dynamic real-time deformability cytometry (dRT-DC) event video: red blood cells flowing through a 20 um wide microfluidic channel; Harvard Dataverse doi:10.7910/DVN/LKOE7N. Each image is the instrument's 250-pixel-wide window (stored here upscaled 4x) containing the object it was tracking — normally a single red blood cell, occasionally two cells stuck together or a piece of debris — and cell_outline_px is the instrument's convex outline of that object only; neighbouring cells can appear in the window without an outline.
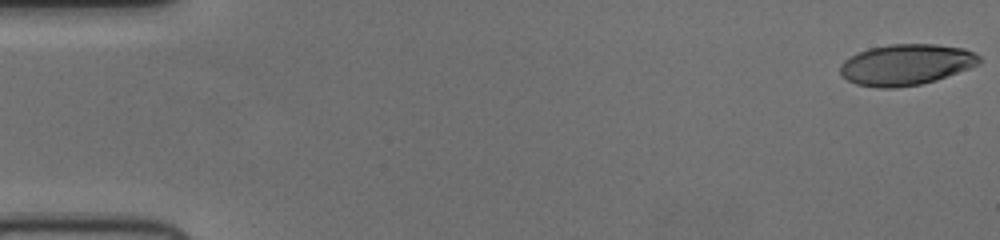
{"species": "human", "species_latin": "Homo sapiens", "temperature_condition": "cold", "stored_images_in_passage": 53, "camera_frame_rate_fps": 3000, "um_per_image_px": 0.085, "donor": {"sex": "female"}, "frame": {"image": 1, "passage_image": 1, "time_ms": 0.0, "image_size_px": [1000, 240], "cell_outline_px": [[980, 64], [936, 80], [920, 84], [896, 88], [876, 88], [856, 84], [848, 80], [840, 72], [840, 64], [844, 60], [868, 48], [888, 44], [936, 44], [964, 48], [980, 56]], "centroid_in_image_um": [77.02, 5.49], "position_along_channel_um": 8.0, "area_um2": 33.18}}
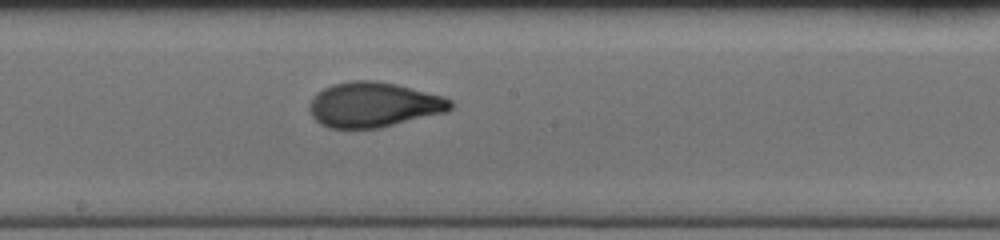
{"frame": {"image": 2, "passage_image": 29, "time_ms": 9.333, "image_size_px": [1000, 240], "cell_outline_px": [[452, 108], [448, 112], [380, 128], [328, 128], [320, 124], [312, 116], [308, 108], [308, 104], [312, 96], [316, 92], [332, 84], [348, 80], [376, 80], [396, 84], [444, 96], [452, 100]], "centroid_in_image_um": [31.75, 8.89], "position_along_channel_um": 216.5, "area_um2": 37.51}}
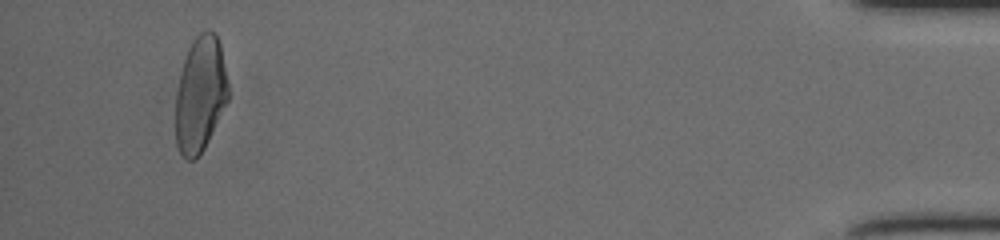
{"frame": {"image": 3, "passage_image": 50, "time_ms": 16.333, "image_size_px": [1000, 240], "cell_outline_px": [[228, 100], [204, 148], [192, 160], [188, 160], [180, 152], [176, 144], [176, 92], [184, 60], [188, 48], [192, 40], [200, 32], [208, 28], [216, 32], [220, 44], [228, 84]], "centroid_in_image_um": [17.02, 7.96], "position_along_channel_um": 418.2, "area_um2": 35.2}}